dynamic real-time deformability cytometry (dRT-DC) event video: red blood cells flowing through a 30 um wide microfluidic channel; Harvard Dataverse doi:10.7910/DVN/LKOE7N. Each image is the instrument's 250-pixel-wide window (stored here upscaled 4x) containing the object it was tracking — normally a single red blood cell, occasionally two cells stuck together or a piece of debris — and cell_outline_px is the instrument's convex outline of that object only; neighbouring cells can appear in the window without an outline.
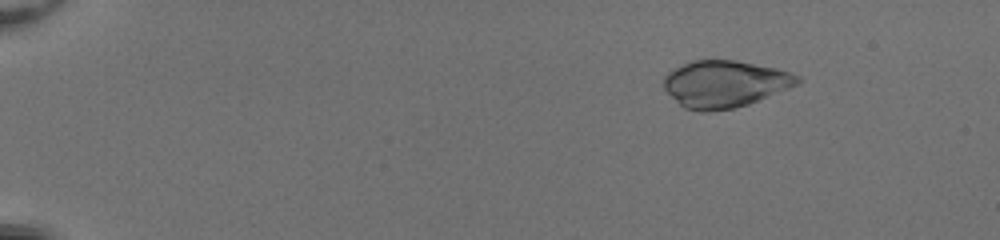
{"species": "common noctule bat (a hibernating species)", "species_latin": "Nyctalus noctula", "temperature_condition": "room temperature", "stored_images_in_passage": 53, "camera_frame_rate_fps": 3000, "um_per_image_px": 0.085, "animal": {"sex": "female", "body_mass_g": 20.0, "forearm_length_mm": 54.0}, "frame": {"image": 1, "passage_image": 8, "time_ms": 2.333, "image_size_px": [1000, 240], "cell_outline_px": [[804, 80], [800, 84], [748, 104], [736, 108], [708, 112], [700, 112], [684, 108], [664, 88], [664, 76], [668, 72], [692, 60], [736, 60], [776, 68], [792, 72], [800, 76]], "centroid_in_image_um": [61.66, 7.13], "position_along_channel_um": 23.3, "area_um2": 36.7}}
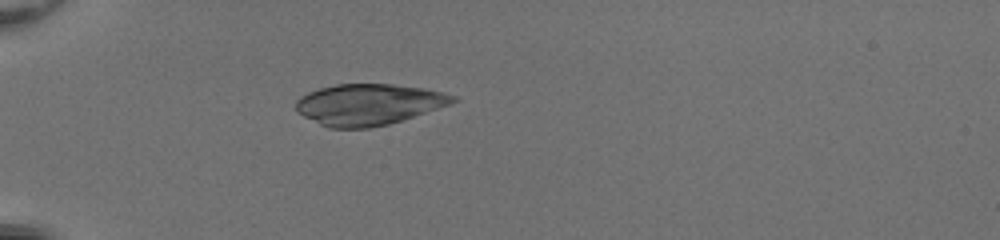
{"frame": {"image": 2, "passage_image": 18, "time_ms": 5.667, "image_size_px": [1000, 240], "cell_outline_px": [[460, 100], [452, 104], [388, 124], [368, 128], [328, 128], [296, 112], [296, 100], [300, 96], [308, 92], [320, 88], [336, 84], [392, 84], [424, 88], [444, 92], [456, 96]], "centroid_in_image_um": [31.35, 8.87], "position_along_channel_um": 53.7, "area_um2": 37.69}}